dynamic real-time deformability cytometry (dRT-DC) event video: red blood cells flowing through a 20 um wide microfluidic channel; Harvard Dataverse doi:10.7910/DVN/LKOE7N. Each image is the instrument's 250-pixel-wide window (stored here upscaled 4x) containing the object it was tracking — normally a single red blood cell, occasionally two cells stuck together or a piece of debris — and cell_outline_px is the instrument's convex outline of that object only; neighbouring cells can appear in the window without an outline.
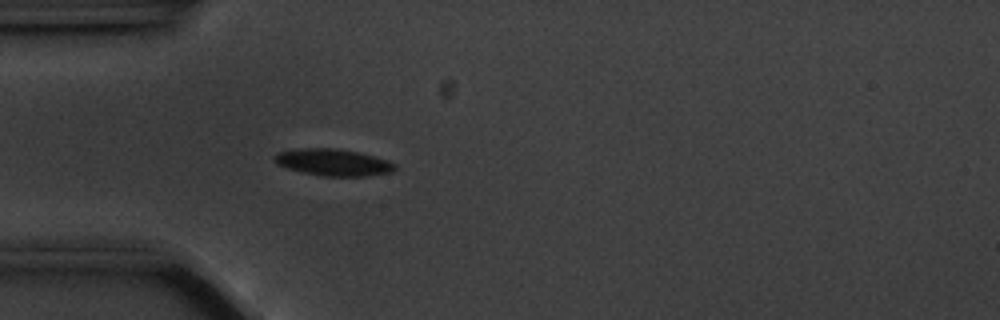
{"species": "common noctule bat (a hibernating species)", "species_latin": "Nyctalus noctula", "temperature_condition": "cold", "stored_images_in_passage": 56, "camera_frame_rate_fps": 3000, "um_per_image_px": 0.085, "animal": {"sex": "male", "body_mass_g": 20.1, "forearm_length_mm": 53.5}, "frame": {"image": 1, "passage_image": 16, "time_ms": 5.0, "image_size_px": [1000, 320], "cell_outline_px": [[396, 168], [392, 172], [364, 176], [320, 176], [288, 168], [276, 164], [276, 156], [280, 152], [304, 148], [336, 148], [356, 152], [388, 160], [396, 164]], "centroid_in_image_um": [28.37, 13.81], "position_along_channel_um": 56.6, "area_um2": 18.44}}
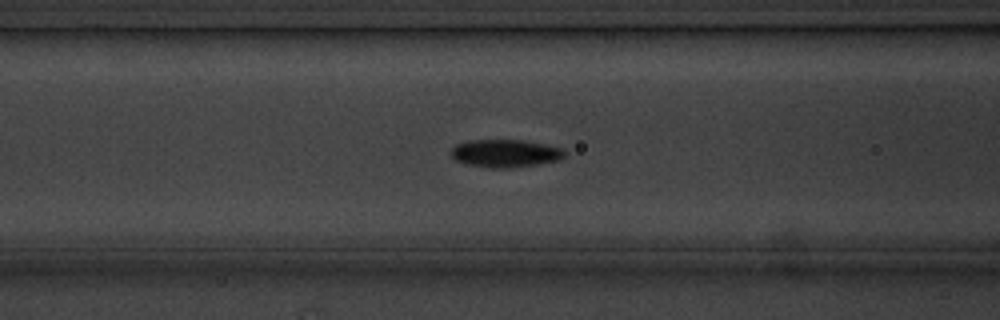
{"frame": {"image": 2, "passage_image": 22, "time_ms": 7.0, "image_size_px": [1000, 320], "cell_outline_px": [[564, 156], [556, 160], [536, 164], [512, 168], [488, 168], [464, 164], [456, 160], [448, 152], [456, 144], [468, 140], [520, 140], [544, 144], [564, 148]], "centroid_in_image_um": [42.88, 13.03], "position_along_channel_um": 123.7, "area_um2": 18.44}}
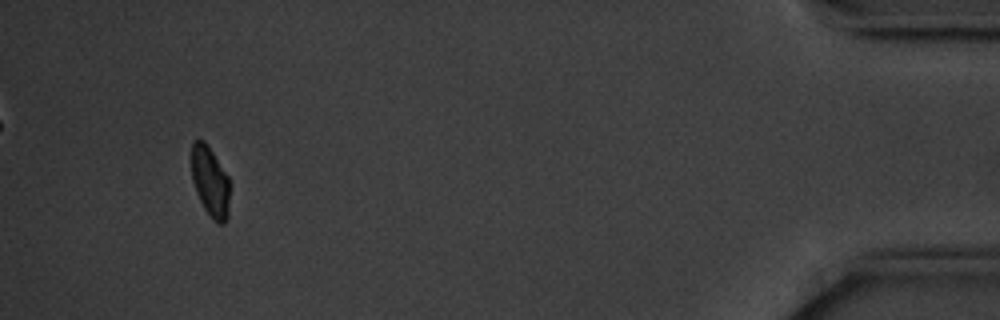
{"frame": {"image": 3, "passage_image": 53, "time_ms": 17.333, "image_size_px": [1000, 320], "cell_outline_px": [[228, 220], [224, 224], [220, 224], [212, 220], [204, 208], [196, 192], [192, 180], [192, 140], [204, 140], [228, 176]], "centroid_in_image_um": [17.86, 15.47], "position_along_channel_um": 417.3, "area_um2": 15.49}, "authors_computed_cell_mechanics": {"area_um2": 17.2533, "velocity_mm_per_s": 3.5306, "shape_relaxation_time_tau1_ms": 2.0847, "shape_relaxation_time_tau2_ms": null, "deformation_change_tau1": 0.1016, "deformation_change_tau2": null}}